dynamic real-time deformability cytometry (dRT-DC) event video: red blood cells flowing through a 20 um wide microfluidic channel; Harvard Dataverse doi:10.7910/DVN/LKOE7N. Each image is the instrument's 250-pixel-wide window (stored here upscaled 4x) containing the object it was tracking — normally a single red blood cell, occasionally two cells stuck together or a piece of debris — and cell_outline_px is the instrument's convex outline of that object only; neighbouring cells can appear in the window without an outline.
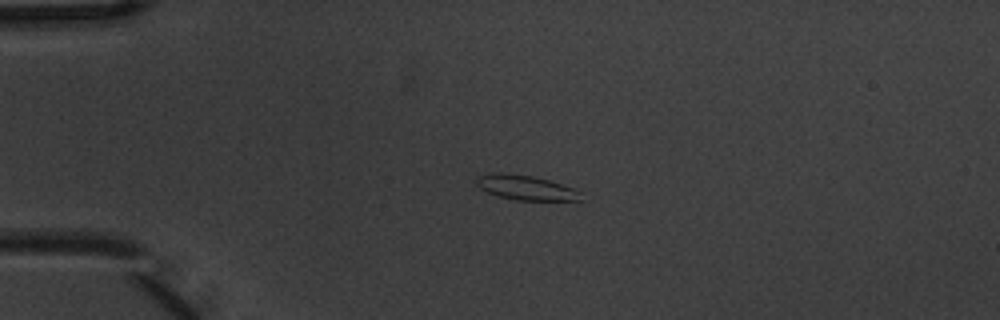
{"species": "common noctule bat (a hibernating species)", "species_latin": "Nyctalus noctula", "temperature_condition": "warm", "stored_images_in_passage": 4, "camera_frame_rate_fps": 3000, "um_per_image_px": 0.085, "animal": {"sex": "male", "body_mass_g": 20.1, "forearm_length_mm": 53.5}, "frame": {"image": 1, "passage_image": 3, "time_ms": 0.667, "image_size_px": [1000, 320], "cell_outline_px": [[580, 200], [516, 200], [496, 196], [480, 188], [476, 184], [476, 180], [480, 176], [492, 172], [500, 172], [532, 176], [548, 180], [572, 188], [580, 192]], "centroid_in_image_um": [44.63, 15.94], "position_along_channel_um": 40.4, "area_um2": 14.8}}